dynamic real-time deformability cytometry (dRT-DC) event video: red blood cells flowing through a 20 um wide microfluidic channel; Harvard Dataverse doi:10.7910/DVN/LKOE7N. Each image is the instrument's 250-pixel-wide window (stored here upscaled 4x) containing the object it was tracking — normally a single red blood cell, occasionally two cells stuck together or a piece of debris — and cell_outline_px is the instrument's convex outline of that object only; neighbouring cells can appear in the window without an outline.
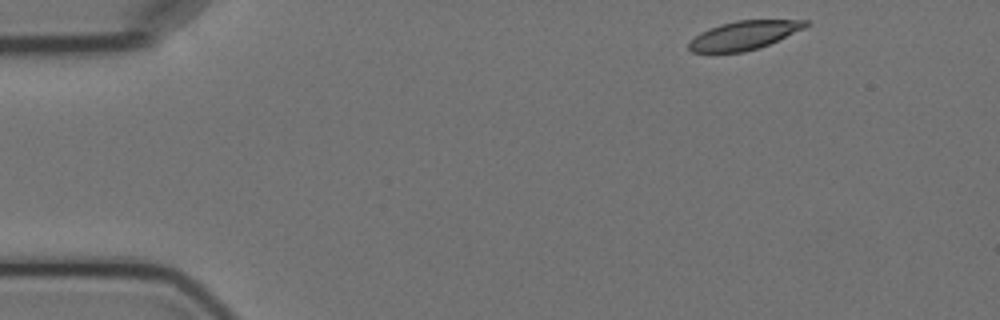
{"species": "Egyptian fruit bat (a non-hibernating species)", "species_latin": "Rousettus aegyptiacus", "temperature_condition": "cold", "stored_images_in_passage": 3, "camera_frame_rate_fps": 3000, "um_per_image_px": 0.085, "animal": {"sex": "female"}, "frame": {"image": 1, "passage_image": 1, "time_ms": 0.0, "image_size_px": [1000, 320], "cell_outline_px": [[808, 24], [804, 28], [768, 44], [744, 52], [692, 52], [688, 48], [688, 44], [700, 32], [720, 24], [736, 20], [808, 20]], "centroid_in_image_um": [63.21, 2.99], "position_along_channel_um": 21.8, "area_um2": 19.13}}
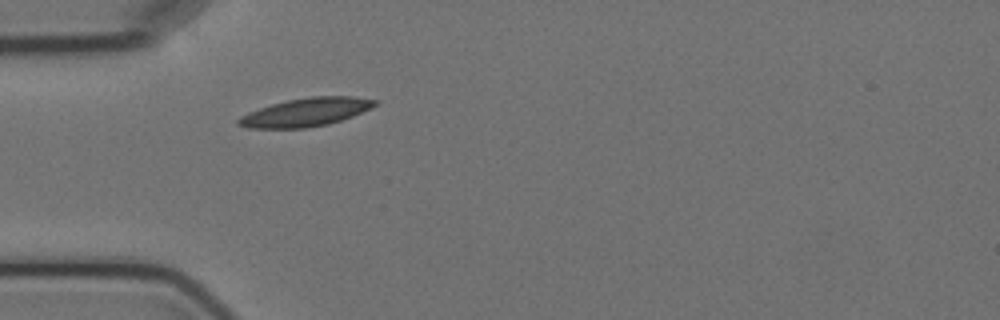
{"frame": {"image": 2, "passage_image": 3, "time_ms": 3.333, "image_size_px": [1000, 320], "cell_outline_px": [[380, 100], [376, 104], [352, 116], [328, 124], [304, 128], [248, 128], [236, 124], [236, 120], [240, 116], [248, 112], [272, 104], [288, 100], [312, 96], [352, 96]], "centroid_in_image_um": [25.96, 9.53], "position_along_channel_um": 59.0, "area_um2": 22.31}}